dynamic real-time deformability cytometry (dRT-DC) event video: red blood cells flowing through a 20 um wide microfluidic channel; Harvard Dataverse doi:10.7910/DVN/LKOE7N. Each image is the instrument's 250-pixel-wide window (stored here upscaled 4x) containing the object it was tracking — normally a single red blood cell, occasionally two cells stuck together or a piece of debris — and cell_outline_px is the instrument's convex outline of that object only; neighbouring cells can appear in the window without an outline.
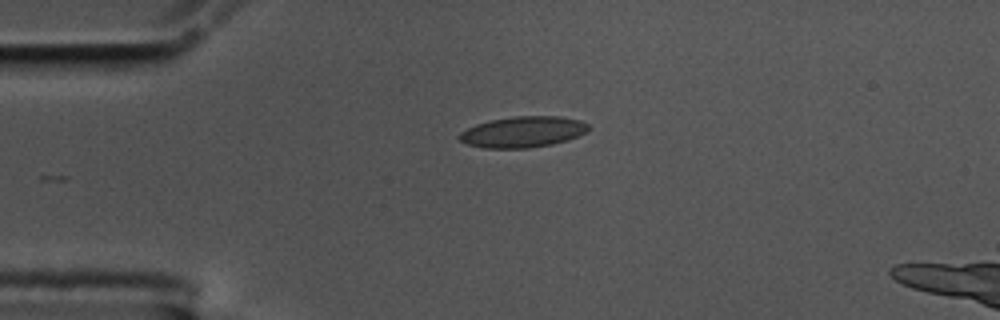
{"species": "common noctule bat (a hibernating species)", "species_latin": "Nyctalus noctula", "temperature_condition": "cold", "stored_images_in_passage": 46, "segment_of_instrument_passage": [1, 2], "camera_frame_rate_fps": 3000, "um_per_image_px": 0.085, "animal": {"sex": "male", "body_mass_g": 17.5, "forearm_length_mm": 52.3}, "frame": {"image": 1, "passage_image": 1, "time_ms": 0.0, "image_size_px": [1000, 320], "cell_outline_px": [[588, 132], [568, 140], [552, 144], [528, 148], [484, 148], [468, 144], [460, 140], [456, 136], [460, 132], [476, 124], [492, 120], [516, 116], [560, 116], [580, 120], [588, 124]], "centroid_in_image_um": [44.46, 11.21], "position_along_channel_um": 40.5, "area_um2": 23.29}}
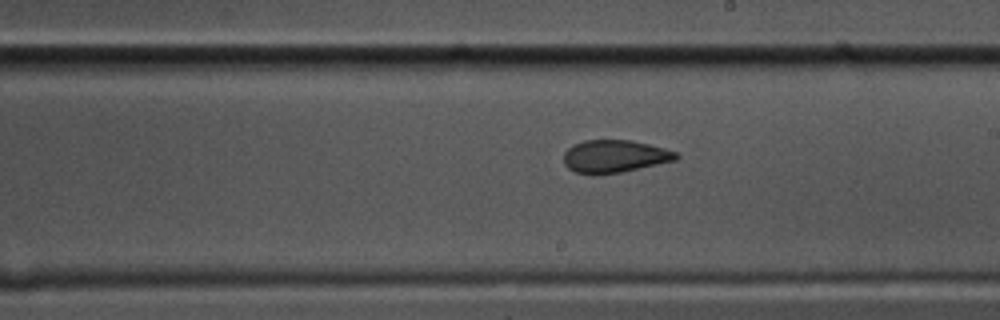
{"frame": {"image": 2, "passage_image": 20, "time_ms": 6.333, "image_size_px": [1000, 320], "cell_outline_px": [[680, 156], [676, 160], [620, 172], [592, 176], [576, 172], [568, 168], [564, 164], [564, 152], [572, 144], [584, 140], [632, 140], [664, 148], [676, 152]], "centroid_in_image_um": [52.2, 13.29], "position_along_channel_um": 236.8, "area_um2": 21.5}}
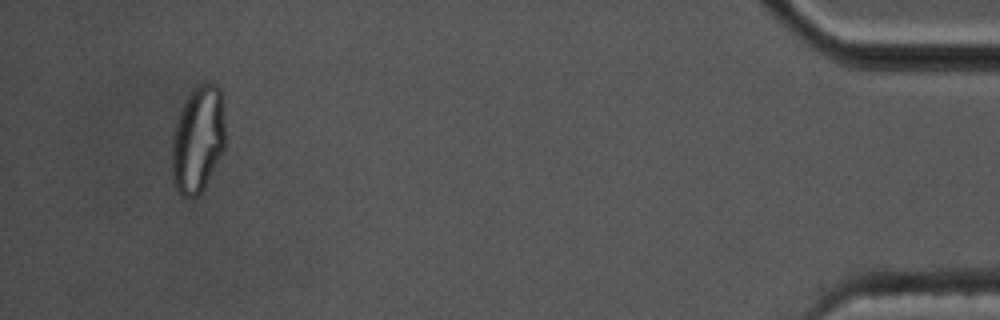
{"frame": {"image": 3, "passage_image": 42, "time_ms": 13.667, "image_size_px": [1000, 320], "cell_outline_px": [[224, 148], [204, 188], [196, 196], [180, 196], [172, 180], [172, 136], [176, 120], [180, 108], [184, 100], [200, 84], [216, 84], [220, 88], [224, 116]], "centroid_in_image_um": [16.8, 11.85], "position_along_channel_um": 418.4, "area_um2": 33.12}}